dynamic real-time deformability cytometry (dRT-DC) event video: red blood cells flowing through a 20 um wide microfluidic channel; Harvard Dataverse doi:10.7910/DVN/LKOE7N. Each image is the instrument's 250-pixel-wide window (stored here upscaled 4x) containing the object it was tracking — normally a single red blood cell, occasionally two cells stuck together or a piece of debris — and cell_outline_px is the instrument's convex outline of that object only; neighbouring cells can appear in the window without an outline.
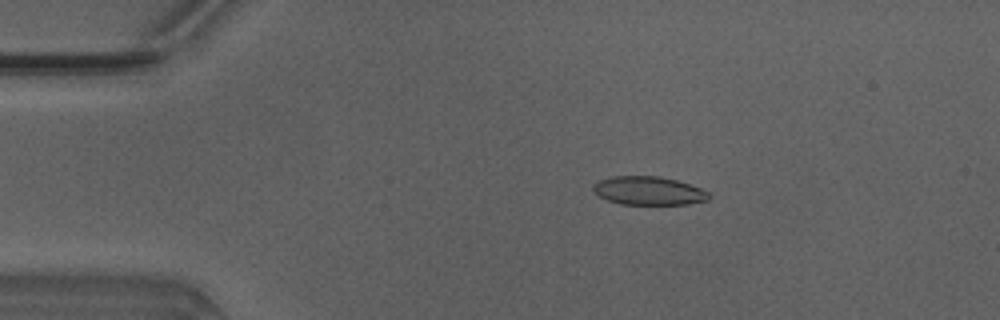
{"species": "Egyptian fruit bat (a non-hibernating species)", "species_latin": "Rousettus aegyptiacus", "temperature_condition": "warm", "stored_images_in_passage": 45, "camera_frame_rate_fps": 3000, "um_per_image_px": 0.085, "animal": {"sex": "male"}, "frame": {"image": 1, "passage_image": 5, "time_ms": 1.333, "image_size_px": [1000, 320], "cell_outline_px": [[712, 196], [708, 200], [688, 204], [620, 204], [608, 200], [600, 196], [592, 188], [592, 184], [596, 180], [612, 176], [660, 176], [676, 180], [700, 188], [708, 192]], "centroid_in_image_um": [55.11, 16.2], "position_along_channel_um": 29.9, "area_um2": 19.25}}
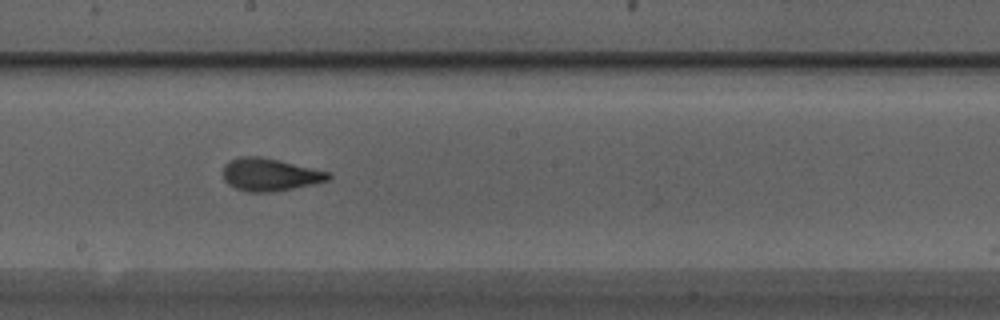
{"frame": {"image": 2, "passage_image": 23, "time_ms": 7.333, "image_size_px": [1000, 320], "cell_outline_px": [[332, 176], [328, 180], [316, 184], [276, 192], [248, 192], [236, 188], [228, 184], [224, 180], [224, 164], [228, 160], [240, 156], [260, 156], [280, 160], [332, 172]], "centroid_in_image_um": [22.98, 14.84], "position_along_channel_um": 225.2, "area_um2": 20.46}}
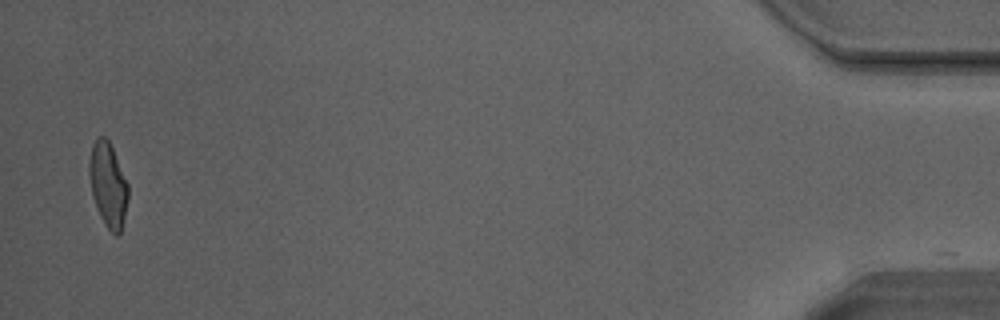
{"frame": {"image": 3, "passage_image": 44, "time_ms": 14.333, "image_size_px": [1000, 320], "cell_outline_px": [[128, 200], [124, 220], [120, 236], [116, 236], [104, 224], [100, 216], [92, 196], [88, 172], [88, 160], [92, 144], [96, 136], [104, 136], [108, 140], [112, 148], [128, 184]], "centroid_in_image_um": [9.17, 15.71], "position_along_channel_um": 426.0, "area_um2": 19.36}, "authors_computed_cell_mechanics": {"area_um2": 19.5364, "velocity_mm_per_s": 4.1785, "shape_relaxation_time_tau1_ms": 3.1435, "shape_relaxation_time_tau2_ms": 0.7623, "deformation_change_tau1": 0.1292, "deformation_change_tau2": 0.054}}